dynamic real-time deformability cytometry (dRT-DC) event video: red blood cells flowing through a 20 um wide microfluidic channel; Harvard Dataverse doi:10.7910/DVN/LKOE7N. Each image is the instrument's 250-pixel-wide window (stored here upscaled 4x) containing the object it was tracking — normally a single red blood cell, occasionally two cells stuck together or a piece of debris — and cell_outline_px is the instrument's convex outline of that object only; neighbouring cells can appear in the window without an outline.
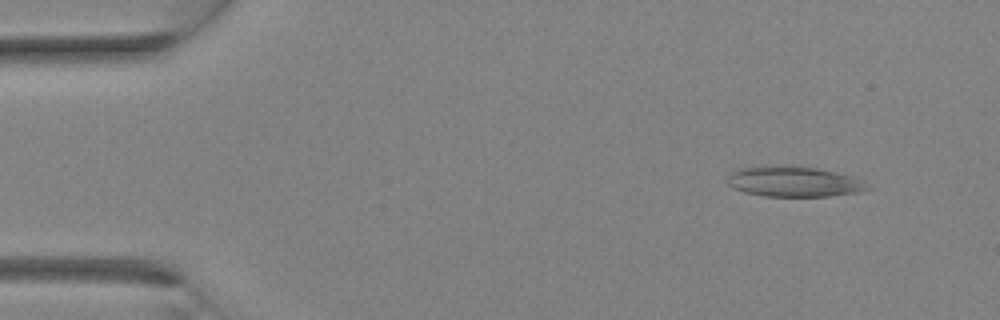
{"species": "Egyptian fruit bat (a non-hibernating species)", "species_latin": "Rousettus aegyptiacus", "temperature_condition": "room temperature", "stored_images_in_passage": 2, "camera_frame_rate_fps": 3000, "um_per_image_px": 0.085, "animal": {"sex": "female"}, "frame": {"image": 1, "passage_image": 1, "time_ms": 0.0, "image_size_px": [1000, 320], "cell_outline_px": [[872, 188], [856, 192], [828, 196], [764, 196], [744, 192], [732, 188], [728, 184], [728, 176], [732, 172], [740, 168], [816, 168], [836, 172], [852, 176], [860, 180]], "centroid_in_image_um": [67.49, 15.48], "position_along_channel_um": 17.5, "area_um2": 23.7}}